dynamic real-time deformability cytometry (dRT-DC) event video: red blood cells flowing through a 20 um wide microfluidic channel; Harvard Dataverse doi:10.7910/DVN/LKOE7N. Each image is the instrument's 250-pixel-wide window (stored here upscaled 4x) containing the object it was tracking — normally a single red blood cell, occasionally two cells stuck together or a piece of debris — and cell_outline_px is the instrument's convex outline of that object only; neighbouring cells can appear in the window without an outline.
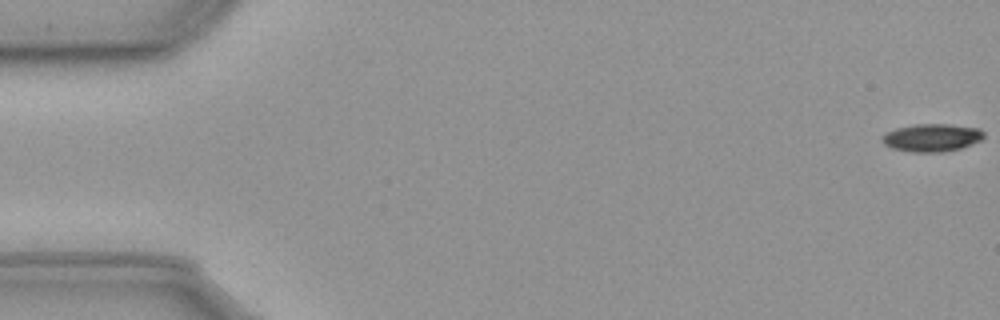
{"species": "common noctule bat (a hibernating species)", "species_latin": "Nyctalus noctula", "temperature_condition": "cold", "stored_images_in_passage": 58, "camera_frame_rate_fps": 3000, "um_per_image_px": 0.085, "animal": {"sex": "male", "body_mass_g": 23.1, "forearm_length_mm": 52.7}, "frame": {"image": 1, "passage_image": 1, "time_ms": 0.0, "image_size_px": [1000, 320], "cell_outline_px": [[984, 136], [980, 140], [972, 144], [960, 148], [940, 152], [912, 152], [892, 148], [884, 144], [880, 140], [888, 132], [896, 128], [916, 124], [948, 124], [980, 128], [984, 132]], "centroid_in_image_um": [79.22, 11.69], "position_along_channel_um": 5.8, "area_um2": 16.36}}
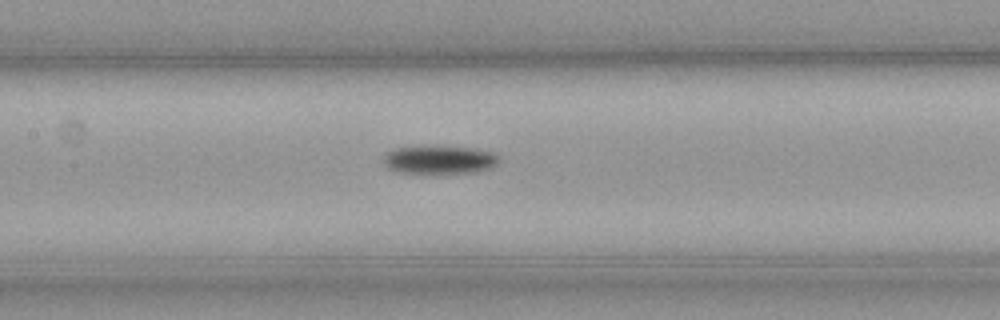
{"frame": {"image": 2, "passage_image": 27, "time_ms": 8.667, "image_size_px": [1000, 320], "cell_outline_px": [[500, 160], [496, 164], [488, 168], [476, 172], [396, 172], [388, 168], [384, 164], [384, 156], [388, 152], [396, 148], [472, 148], [492, 152], [500, 156]], "centroid_in_image_um": [37.38, 13.6], "position_along_channel_um": 170.0, "area_um2": 18.09}}
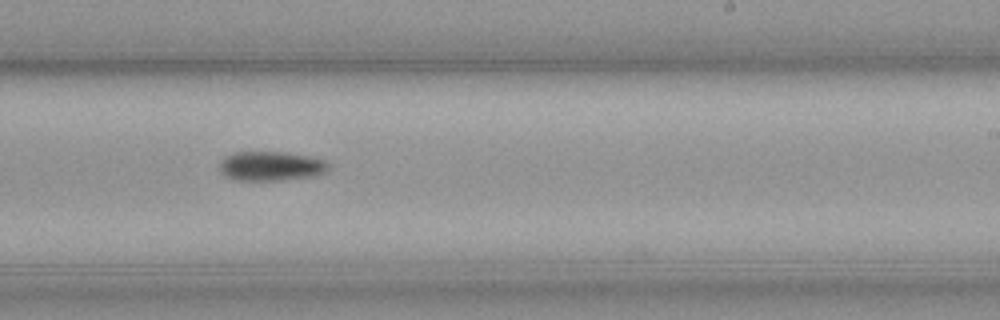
{"frame": {"image": 3, "passage_image": 35, "time_ms": 11.333, "image_size_px": [1000, 320], "cell_outline_px": [[328, 168], [324, 172], [308, 176], [280, 180], [236, 180], [220, 172], [220, 160], [224, 156], [236, 152], [284, 152], [308, 156], [324, 160], [328, 164]], "centroid_in_image_um": [22.97, 14.1], "position_along_channel_um": 266.0, "area_um2": 18.32}}